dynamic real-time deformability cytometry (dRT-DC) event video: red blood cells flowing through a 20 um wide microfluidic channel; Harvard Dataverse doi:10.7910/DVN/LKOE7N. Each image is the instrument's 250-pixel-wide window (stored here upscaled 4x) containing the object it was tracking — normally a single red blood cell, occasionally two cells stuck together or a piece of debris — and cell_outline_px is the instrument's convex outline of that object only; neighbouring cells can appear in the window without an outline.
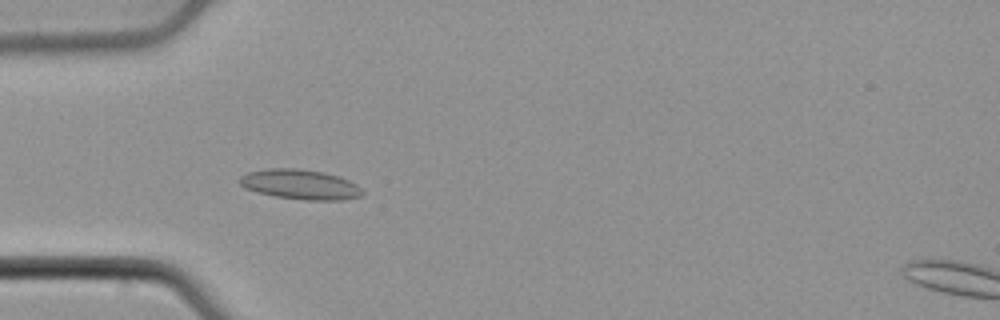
{"species": "common noctule bat (a hibernating species)", "species_latin": "Nyctalus noctula", "temperature_condition": "cold", "stored_images_in_passage": 43, "camera_frame_rate_fps": 3000, "um_per_image_px": 0.085, "animal": {"sex": "male", "body_mass_g": 21.5, "forearm_length_mm": 52.0}, "frame": {"image": 1, "passage_image": 6, "time_ms": 1.667, "image_size_px": [1000, 320], "cell_outline_px": [[364, 192], [360, 196], [344, 200], [304, 200], [276, 196], [256, 192], [244, 188], [240, 184], [240, 176], [248, 172], [268, 168], [300, 168], [324, 172], [348, 180], [356, 184]], "centroid_in_image_um": [25.5, 15.67], "position_along_channel_um": 59.5, "area_um2": 21.39}}
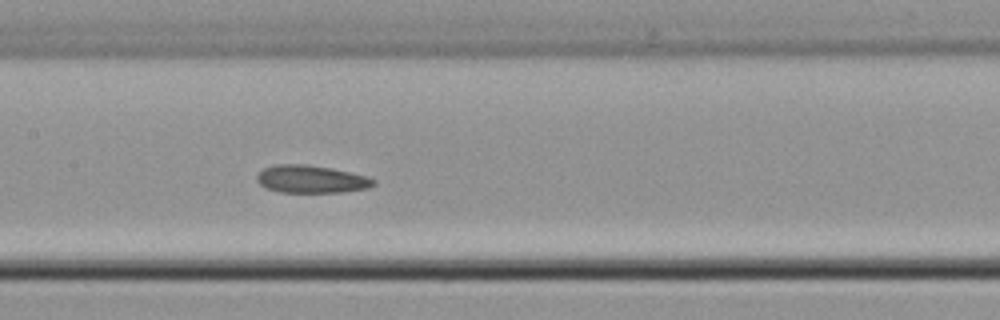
{"frame": {"image": 2, "passage_image": 16, "time_ms": 5.0, "image_size_px": [1000, 320], "cell_outline_px": [[376, 184], [368, 188], [340, 192], [280, 192], [268, 188], [260, 184], [256, 180], [256, 176], [264, 168], [276, 164], [308, 164], [332, 168], [368, 176], [376, 180]], "centroid_in_image_um": [26.48, 15.22], "position_along_channel_um": 180.9, "area_um2": 18.84}}
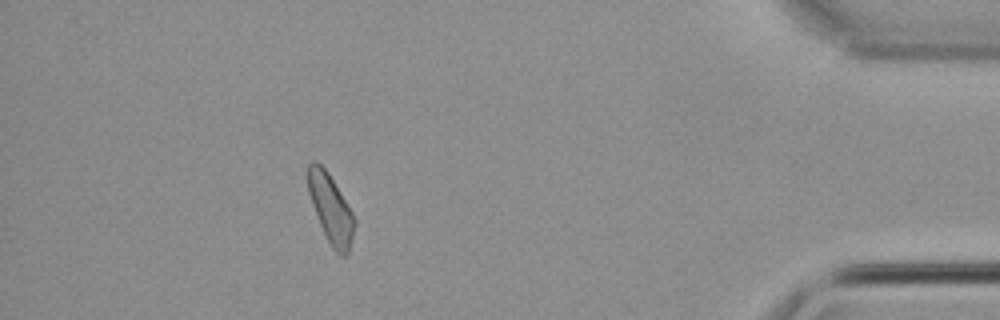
{"frame": {"image": 3, "passage_image": 38, "time_ms": 12.333, "image_size_px": [1000, 320], "cell_outline_px": [[356, 224], [348, 252], [344, 256], [340, 256], [332, 248], [320, 224], [312, 204], [308, 192], [308, 164], [312, 160], [316, 160], [328, 172], [352, 212], [356, 220]], "centroid_in_image_um": [28.11, 17.74], "position_along_channel_um": 407.1, "area_um2": 18.38}, "authors_computed_cell_mechanics": {"area_um2": 18.9584, "velocity_mm_per_s": 3.8128, "shape_relaxation_time_tau1_ms": null, "shape_relaxation_time_tau2_ms": 3.1217, "deformation_change_tau1": null, "deformation_change_tau2": 0.0764}}